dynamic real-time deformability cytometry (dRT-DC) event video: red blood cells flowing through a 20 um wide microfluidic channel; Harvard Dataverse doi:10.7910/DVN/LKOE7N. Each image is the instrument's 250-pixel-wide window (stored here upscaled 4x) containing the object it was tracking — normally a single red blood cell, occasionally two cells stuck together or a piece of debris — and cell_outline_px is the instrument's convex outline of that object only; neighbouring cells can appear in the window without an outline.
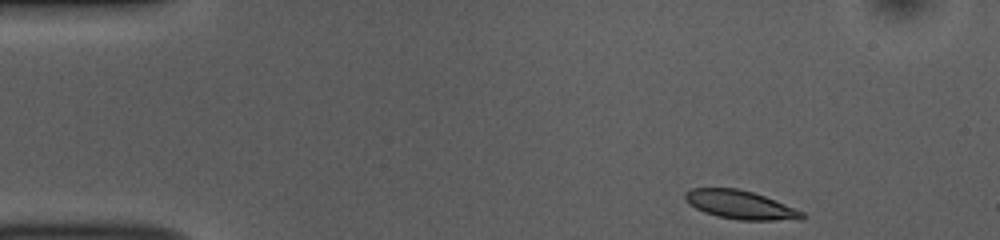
{"species": "common noctule bat (a hibernating species)", "species_latin": "Nyctalus noctula", "temperature_condition": "room temperature", "stored_images_in_passage": 46, "camera_frame_rate_fps": 3000, "um_per_image_px": 0.085, "animal": {"sex": "female", "body_mass_g": 10.0, "forearm_length_mm": 53.1}, "frame": {"image": 1, "passage_image": 1, "time_ms": 0.0, "image_size_px": [1000, 240], "cell_outline_px": [[808, 216], [804, 220], [740, 220], [716, 216], [704, 212], [688, 204], [684, 200], [684, 192], [692, 188], [736, 188], [752, 192], [764, 196], [804, 212]], "centroid_in_image_um": [62.93, 17.42], "position_along_channel_um": 22.1, "area_um2": 19.59}}
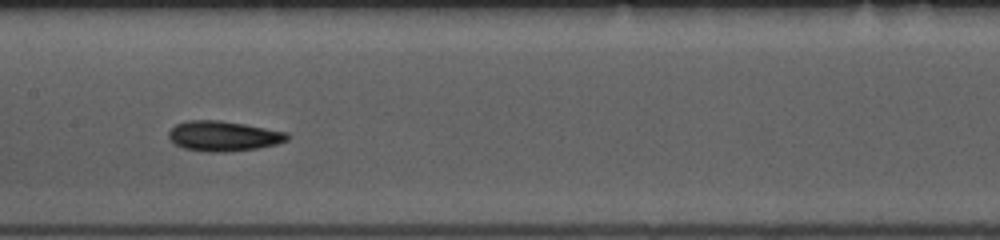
{"frame": {"image": 2, "passage_image": 20, "time_ms": 6.333, "image_size_px": [1000, 240], "cell_outline_px": [[292, 136], [288, 140], [276, 144], [256, 148], [224, 152], [208, 152], [184, 148], [176, 144], [168, 136], [168, 132], [176, 124], [188, 120], [220, 120], [244, 124], [288, 132]], "centroid_in_image_um": [19.02, 11.56], "position_along_channel_um": 188.4, "area_um2": 20.75}}
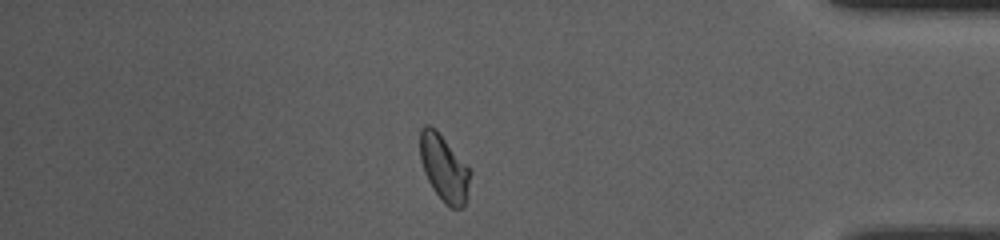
{"frame": {"image": 3, "passage_image": 39, "time_ms": 12.667, "image_size_px": [1000, 240], "cell_outline_px": [[472, 172], [464, 208], [448, 208], [444, 204], [432, 188], [424, 172], [420, 160], [420, 128], [424, 124], [428, 124], [436, 128]], "centroid_in_image_um": [37.73, 14.29], "position_along_channel_um": 397.5, "area_um2": 19.65}, "authors_computed_cell_mechanics": {"area_um2": 19.8832, "velocity_mm_per_s": 3.8359, "shape_relaxation_time_tau1_ms": 2.5539, "shape_relaxation_time_tau2_ms": 2.2302, "deformation_change_tau1": 0.1147, "deformation_change_tau2": 0.0911}}